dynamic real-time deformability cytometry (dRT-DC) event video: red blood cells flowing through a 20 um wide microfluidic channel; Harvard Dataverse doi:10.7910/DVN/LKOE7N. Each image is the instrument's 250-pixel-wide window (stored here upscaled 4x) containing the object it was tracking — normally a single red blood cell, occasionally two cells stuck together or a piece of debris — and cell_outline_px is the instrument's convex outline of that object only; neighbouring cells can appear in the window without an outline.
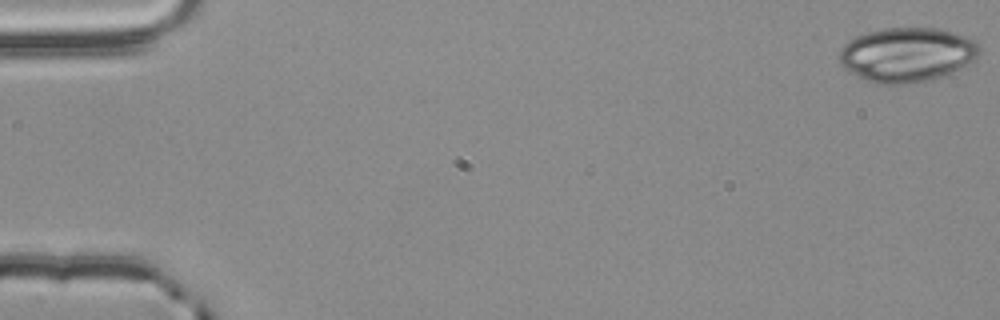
{"species": "common noctule bat (a hibernating species)", "species_latin": "Nyctalus noctula", "temperature_condition": "room temperature", "stored_images_in_passage": 16, "camera_frame_rate_fps": 3000, "um_per_image_px": 0.085, "animal": {"sex": "male", "body_mass_g": 20.4}, "frame": {"image": 1, "passage_image": 1, "time_ms": 0.0, "image_size_px": [1000, 320], "cell_outline_px": [[980, 52], [972, 60], [952, 72], [928, 80], [908, 84], [876, 84], [864, 80], [844, 68], [836, 60], [836, 56], [844, 44], [848, 40], [856, 36], [868, 32], [884, 28], [936, 28], [952, 32], [964, 36], [980, 44]], "centroid_in_image_um": [77.01, 4.65], "position_along_channel_um": 8.0, "area_um2": 44.45}}